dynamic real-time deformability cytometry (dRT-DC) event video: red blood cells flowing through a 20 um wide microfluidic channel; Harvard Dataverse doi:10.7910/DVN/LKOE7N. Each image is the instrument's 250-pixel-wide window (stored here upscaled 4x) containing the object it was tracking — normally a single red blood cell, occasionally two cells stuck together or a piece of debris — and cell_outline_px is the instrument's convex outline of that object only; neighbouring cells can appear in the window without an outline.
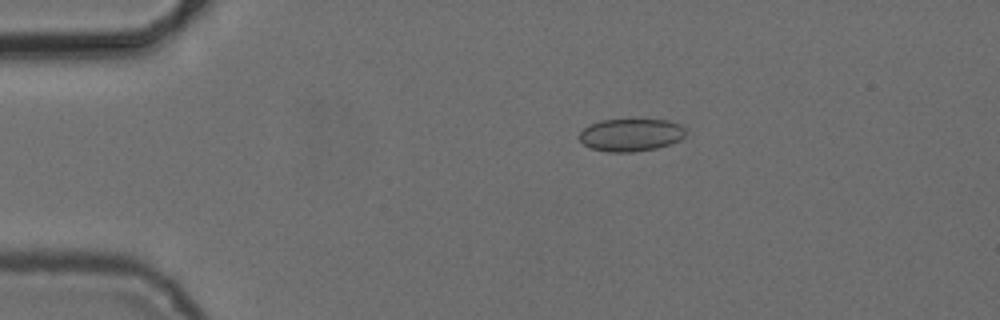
{"species": "common noctule bat (a hibernating species)", "species_latin": "Nyctalus noctula", "temperature_condition": "cold", "stored_images_in_passage": 3, "camera_frame_rate_fps": 3000, "um_per_image_px": 0.085, "animal": {"sex": "female", "body_mass_g": 24.6, "forearm_length_mm": 56.2}, "frame": {"image": 1, "passage_image": 1, "time_ms": 0.0, "image_size_px": [1000, 320], "cell_outline_px": [[684, 136], [680, 140], [656, 148], [632, 152], [608, 152], [592, 148], [584, 144], [580, 140], [580, 132], [588, 124], [600, 120], [668, 120], [680, 124], [684, 128]], "centroid_in_image_um": [53.6, 11.46], "position_along_channel_um": 31.4, "area_um2": 20.06}}
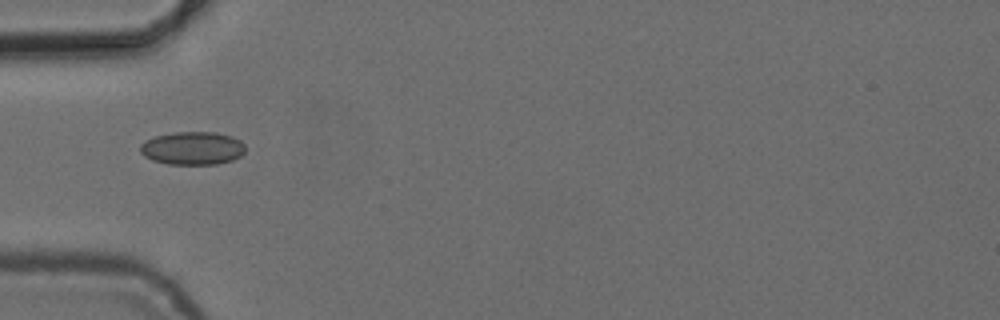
{"frame": {"image": 2, "passage_image": 3, "time_ms": 2.333, "image_size_px": [1000, 320], "cell_outline_px": [[244, 152], [240, 156], [232, 160], [216, 164], [168, 164], [152, 160], [144, 156], [140, 152], [140, 144], [144, 140], [156, 136], [176, 132], [216, 132], [232, 136], [240, 140], [244, 144]], "centroid_in_image_um": [16.35, 12.59], "position_along_channel_um": 68.6, "area_um2": 20.35}}